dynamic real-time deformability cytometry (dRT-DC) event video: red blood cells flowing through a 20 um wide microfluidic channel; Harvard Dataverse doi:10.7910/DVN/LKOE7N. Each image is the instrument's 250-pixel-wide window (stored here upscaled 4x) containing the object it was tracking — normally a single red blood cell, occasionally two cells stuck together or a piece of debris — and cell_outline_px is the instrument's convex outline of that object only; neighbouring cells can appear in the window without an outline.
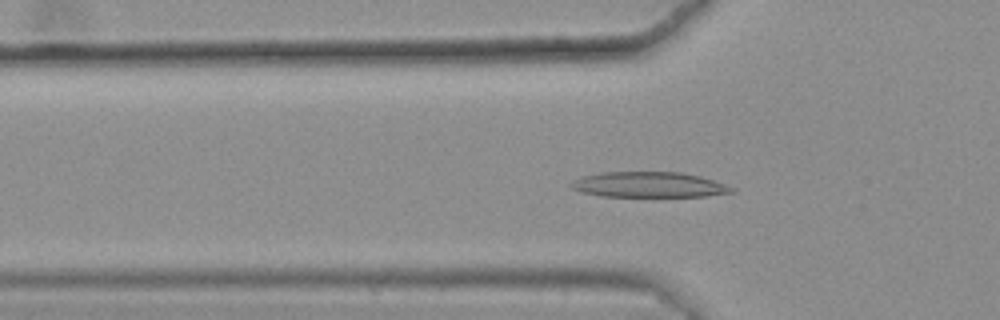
{"species": "common noctule bat (a hibernating species)", "species_latin": "Nyctalus noctula", "temperature_condition": "warm", "stored_images_in_passage": 47, "camera_frame_rate_fps": 3000, "um_per_image_px": 0.085, "animal": {"sex": "female", "body_mass_g": 25.1}, "frame": {"image": 1, "passage_image": 18, "time_ms": 5.667, "image_size_px": [1000, 320], "cell_outline_px": [[736, 192], [708, 196], [600, 196], [580, 192], [572, 188], [568, 184], [584, 176], [604, 172], [680, 172], [700, 176], [736, 188]], "centroid_in_image_um": [55.19, 15.7], "position_along_channel_um": 70.6, "area_um2": 23.7}}
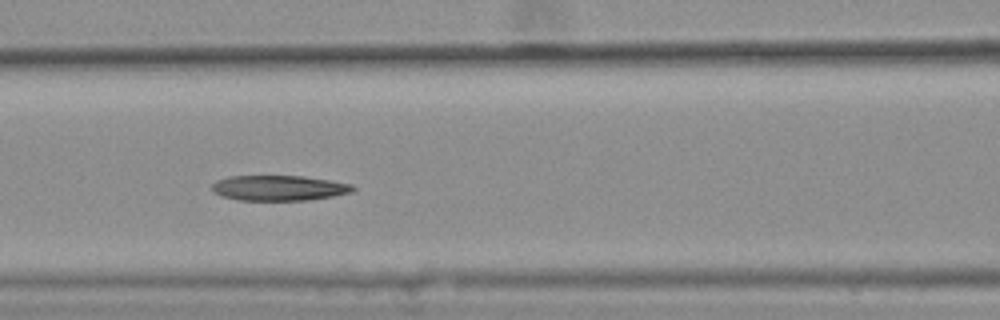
{"frame": {"image": 2, "passage_image": 24, "time_ms": 7.667, "image_size_px": [1000, 320], "cell_outline_px": [[356, 188], [352, 192], [332, 196], [308, 200], [236, 200], [212, 192], [212, 184], [216, 180], [228, 176], [304, 176], [352, 184]], "centroid_in_image_um": [23.69, 15.97], "position_along_channel_um": 142.9, "area_um2": 20.75}}
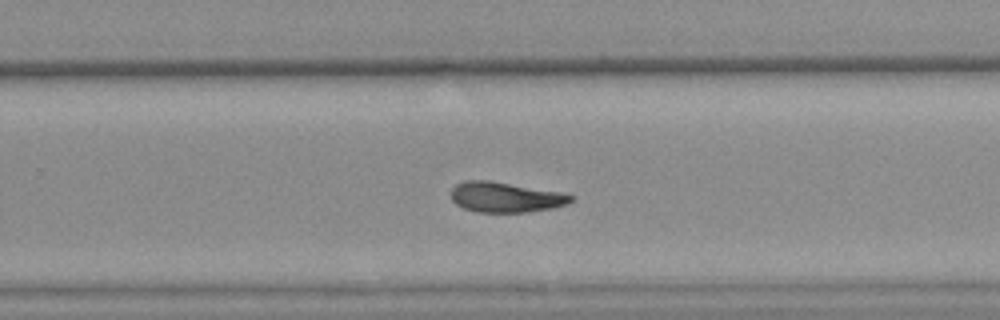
{"frame": {"image": 3, "passage_image": 36, "time_ms": 11.667, "image_size_px": [1000, 320], "cell_outline_px": [[576, 200], [568, 204], [552, 208], [528, 212], [476, 212], [464, 208], [456, 204], [452, 200], [452, 188], [456, 184], [468, 180], [488, 180], [560, 192], [576, 196]], "centroid_in_image_um": [43.01, 16.77], "position_along_channel_um": 286.8, "area_um2": 21.15}, "authors_computed_cell_mechanics": {"area_um2": 22.0796, "velocity_mm_per_s": 3.6073, "shape_relaxation_time_tau1_ms": null, "shape_relaxation_time_tau2_ms": 5.9328, "deformation_change_tau1": null, "deformation_change_tau2": 0.1487}}